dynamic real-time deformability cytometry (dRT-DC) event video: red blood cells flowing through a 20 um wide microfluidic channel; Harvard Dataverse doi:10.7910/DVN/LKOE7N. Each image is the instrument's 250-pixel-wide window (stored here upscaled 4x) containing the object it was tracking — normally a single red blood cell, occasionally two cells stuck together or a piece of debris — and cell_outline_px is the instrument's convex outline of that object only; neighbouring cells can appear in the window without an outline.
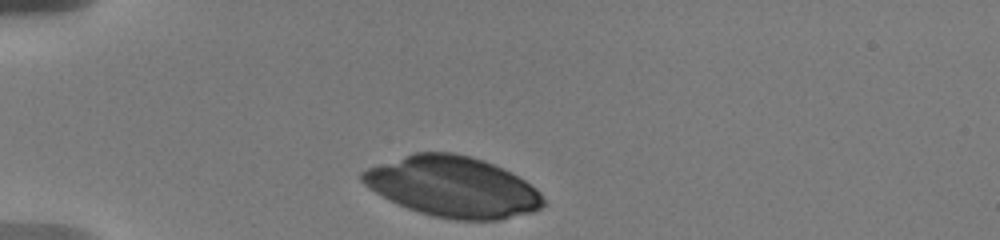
{"species": "human", "species_latin": "Homo sapiens", "temperature_condition": "warm", "stored_images_in_passage": 7, "camera_frame_rate_fps": 3000, "um_per_image_px": 0.085, "donor": {"sex": "male"}, "frame": {"image": 1, "passage_image": 1, "time_ms": 0.0, "image_size_px": [1000, 240], "cell_outline_px": [[544, 204], [540, 208], [532, 212], [500, 220], [456, 220], [432, 216], [408, 208], [368, 188], [360, 180], [360, 172], [368, 168], [412, 152], [452, 152], [472, 156], [484, 160], [524, 180], [536, 188], [540, 192], [544, 200]], "centroid_in_image_um": [38.48, 15.87], "position_along_channel_um": 46.5, "area_um2": 63.58}}